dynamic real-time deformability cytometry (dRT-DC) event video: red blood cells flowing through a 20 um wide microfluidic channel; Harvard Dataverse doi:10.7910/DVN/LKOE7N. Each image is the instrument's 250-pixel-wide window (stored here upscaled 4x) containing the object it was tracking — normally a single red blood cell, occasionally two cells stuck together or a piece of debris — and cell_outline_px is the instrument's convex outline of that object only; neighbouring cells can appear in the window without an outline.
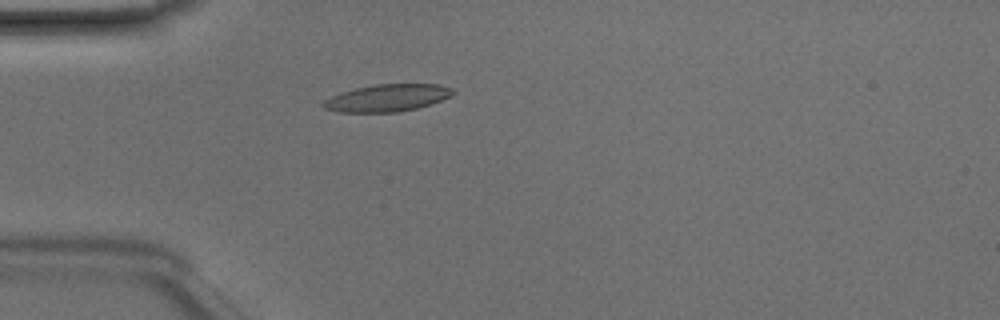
{"species": "Egyptian fruit bat (a non-hibernating species)", "species_latin": "Rousettus aegyptiacus", "temperature_condition": "room temperature", "stored_images_in_passage": 49, "camera_frame_rate_fps": 3000, "um_per_image_px": 0.085, "animal": {"sex": "male"}, "frame": {"image": 1, "passage_image": 14, "time_ms": 4.333, "image_size_px": [1000, 320], "cell_outline_px": [[456, 92], [440, 100], [416, 108], [396, 112], [340, 112], [324, 108], [320, 104], [324, 100], [340, 92], [356, 88], [376, 84], [440, 84], [452, 88]], "centroid_in_image_um": [32.88, 8.31], "position_along_channel_um": 52.1, "area_um2": 20.35}}
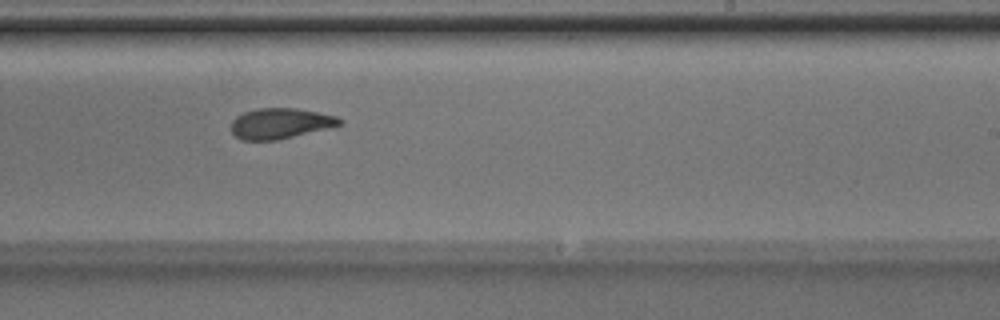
{"frame": {"image": 2, "passage_image": 30, "time_ms": 9.667, "image_size_px": [1000, 320], "cell_outline_px": [[344, 120], [340, 124], [332, 128], [276, 140], [240, 140], [232, 132], [232, 120], [236, 116], [244, 112], [256, 108], [296, 108], [336, 116]], "centroid_in_image_um": [23.83, 10.49], "position_along_channel_um": 265.2, "area_um2": 19.36}}
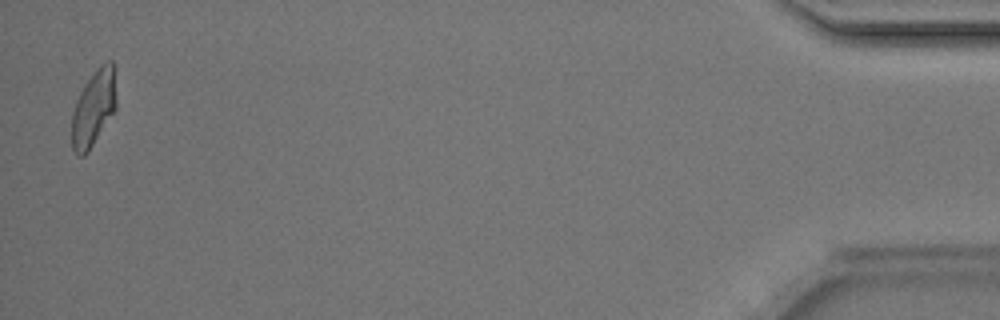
{"frame": {"image": 3, "passage_image": 48, "time_ms": 15.667, "image_size_px": [1000, 320], "cell_outline_px": [[116, 108], [88, 152], [84, 156], [76, 156], [72, 148], [72, 112], [76, 100], [84, 84], [96, 68], [100, 64], [108, 60], [112, 60], [116, 68]], "centroid_in_image_um": [7.97, 9.13], "position_along_channel_um": 427.2, "area_um2": 20.11}, "authors_computed_cell_mechanics": {"area_um2": 20.1144, "velocity_mm_per_s": 4.1921, "shape_relaxation_time_tau1_ms": 5.4222, "shape_relaxation_time_tau2_ms": 2.0957, "deformation_change_tau1": 0.1601, "deformation_change_tau2": 0.0926}}